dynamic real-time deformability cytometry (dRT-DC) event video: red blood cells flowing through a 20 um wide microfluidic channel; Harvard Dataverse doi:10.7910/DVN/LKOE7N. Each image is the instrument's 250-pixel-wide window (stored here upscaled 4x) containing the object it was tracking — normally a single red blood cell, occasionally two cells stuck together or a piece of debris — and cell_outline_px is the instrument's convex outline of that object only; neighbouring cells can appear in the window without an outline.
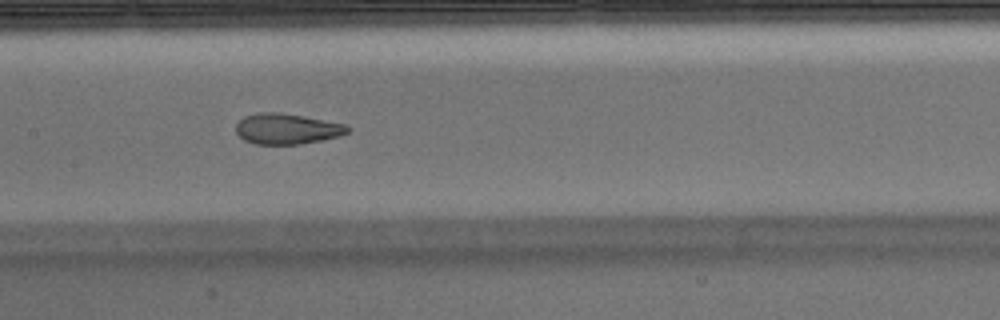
{"species": "Egyptian fruit bat (a non-hibernating species)", "species_latin": "Rousettus aegyptiacus", "temperature_condition": "warm", "stored_images_in_passage": 34, "camera_frame_rate_fps": 3000, "um_per_image_px": 0.085, "animal": {"sex": "male"}, "frame": {"image": 1, "passage_image": 25, "time_ms": 8.0, "image_size_px": [1000, 320], "cell_outline_px": [[352, 128], [348, 132], [340, 136], [324, 140], [300, 144], [256, 144], [244, 140], [236, 132], [236, 124], [244, 116], [260, 112], [280, 112], [304, 116], [348, 124]], "centroid_in_image_um": [24.44, 10.94], "position_along_channel_um": 183.0, "area_um2": 20.17}}